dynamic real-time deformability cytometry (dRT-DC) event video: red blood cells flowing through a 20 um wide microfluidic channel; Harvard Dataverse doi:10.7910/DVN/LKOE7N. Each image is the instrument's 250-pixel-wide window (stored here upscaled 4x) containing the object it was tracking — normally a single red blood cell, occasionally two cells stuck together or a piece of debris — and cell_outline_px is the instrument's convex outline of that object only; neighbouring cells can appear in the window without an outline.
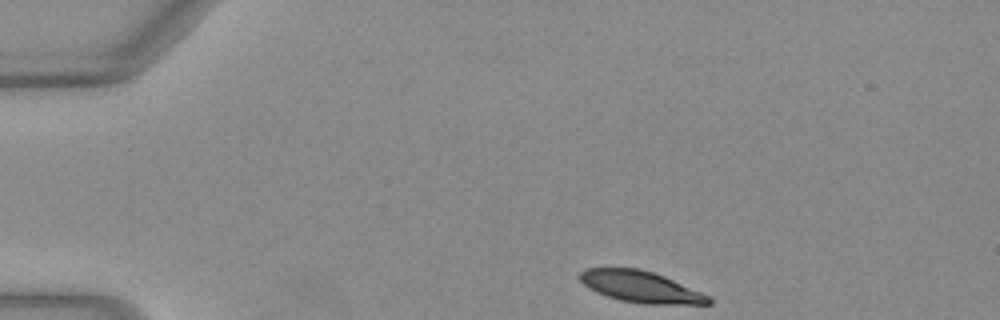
{"species": "Egyptian fruit bat (a non-hibernating species)", "species_latin": "Rousettus aegyptiacus", "temperature_condition": "warm", "stored_images_in_passage": 39, "camera_frame_rate_fps": 3000, "um_per_image_px": 0.085, "animal": {"sex": "female"}, "frame": {"image": 1, "passage_image": 1, "time_ms": 0.0, "image_size_px": [1000, 320], "cell_outline_px": [[712, 304], [644, 304], [620, 300], [596, 292], [588, 288], [580, 280], [580, 272], [584, 268], [640, 268], [664, 276], [700, 292], [708, 296], [712, 300]], "centroid_in_image_um": [54.43, 24.37], "position_along_channel_um": 30.6, "area_um2": 23.35}}
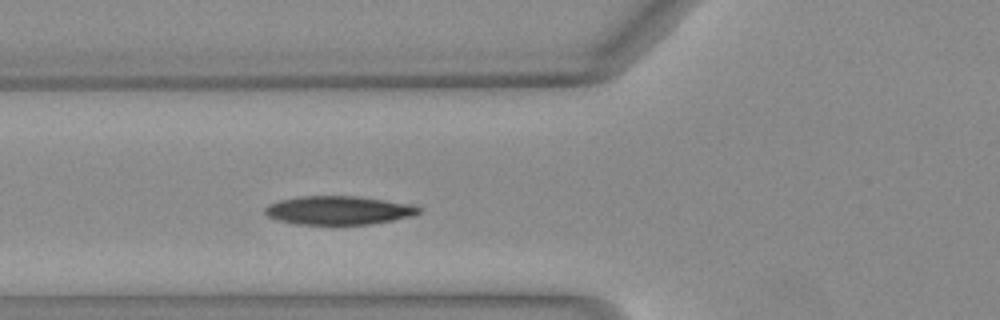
{"frame": {"image": 2, "passage_image": 11, "time_ms": 3.333, "image_size_px": [1000, 320], "cell_outline_px": [[420, 212], [412, 216], [392, 220], [368, 224], [296, 224], [276, 220], [268, 216], [264, 212], [264, 208], [268, 204], [280, 200], [296, 196], [356, 196], [416, 204], [420, 208]], "centroid_in_image_um": [28.77, 17.86], "position_along_channel_um": 97.0, "area_um2": 25.78}}
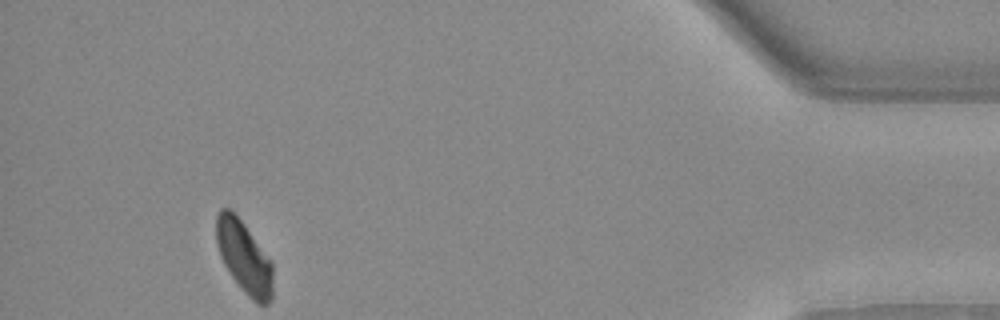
{"frame": {"image": 3, "passage_image": 39, "time_ms": 12.667, "image_size_px": [1000, 320], "cell_outline_px": [[272, 300], [268, 304], [256, 304], [244, 292], [228, 272], [220, 256], [216, 244], [216, 216], [220, 208], [228, 208], [244, 224], [272, 260]], "centroid_in_image_um": [20.75, 21.88], "position_along_channel_um": 414.5, "area_um2": 23.93}, "authors_computed_cell_mechanics": {"area_um2": 25.721, "velocity_mm_per_s": 4.0456, "shape_relaxation_time_tau1_ms": 2.618, "shape_relaxation_time_tau2_ms": 4.5174, "deformation_change_tau1": 0.1317, "deformation_change_tau2": 0.0667}}